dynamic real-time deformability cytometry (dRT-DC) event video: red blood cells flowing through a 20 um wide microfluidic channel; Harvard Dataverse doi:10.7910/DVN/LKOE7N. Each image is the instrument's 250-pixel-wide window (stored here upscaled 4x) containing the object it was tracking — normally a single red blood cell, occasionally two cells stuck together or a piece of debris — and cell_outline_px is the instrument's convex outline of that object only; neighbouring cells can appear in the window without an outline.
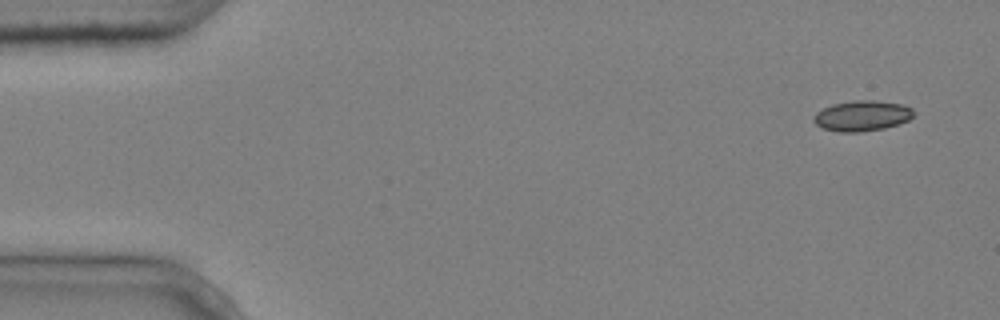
{"species": "common noctule bat (a hibernating species)", "species_latin": "Nyctalus noctula", "temperature_condition": "cold", "stored_images_in_passage": 4, "camera_frame_rate_fps": 3000, "um_per_image_px": 0.085, "animal": {"sex": "male", "body_mass_g": 20.4}, "frame": {"image": 1, "passage_image": 1, "time_ms": 0.0, "image_size_px": [1000, 320], "cell_outline_px": [[916, 112], [908, 120], [884, 128], [860, 132], [840, 132], [824, 128], [816, 124], [812, 120], [812, 116], [816, 112], [832, 104], [852, 100], [876, 100], [904, 104], [912, 108]], "centroid_in_image_um": [73.28, 9.83], "position_along_channel_um": 11.7, "area_um2": 17.86}}